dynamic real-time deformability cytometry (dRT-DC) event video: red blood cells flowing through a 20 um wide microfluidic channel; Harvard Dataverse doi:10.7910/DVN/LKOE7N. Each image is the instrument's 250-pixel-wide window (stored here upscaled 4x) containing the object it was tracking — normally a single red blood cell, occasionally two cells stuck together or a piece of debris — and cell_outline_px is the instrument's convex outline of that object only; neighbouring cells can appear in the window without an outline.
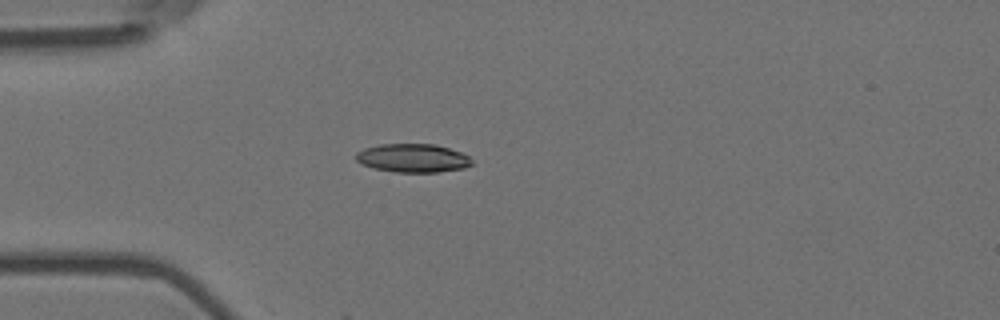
{"species": "Egyptian fruit bat (a non-hibernating species)", "species_latin": "Rousettus aegyptiacus", "temperature_condition": "room temperature", "stored_images_in_passage": 5, "camera_frame_rate_fps": 3000, "um_per_image_px": 0.085, "animal": {"sex": "female"}, "frame": {"image": 1, "passage_image": 5, "time_ms": 1.333, "image_size_px": [1000, 320], "cell_outline_px": [[472, 164], [464, 168], [436, 172], [396, 172], [372, 168], [356, 160], [356, 152], [364, 148], [380, 144], [436, 144], [460, 152], [468, 156], [472, 160]], "centroid_in_image_um": [35.08, 13.43], "position_along_channel_um": 49.9, "area_um2": 19.19}}